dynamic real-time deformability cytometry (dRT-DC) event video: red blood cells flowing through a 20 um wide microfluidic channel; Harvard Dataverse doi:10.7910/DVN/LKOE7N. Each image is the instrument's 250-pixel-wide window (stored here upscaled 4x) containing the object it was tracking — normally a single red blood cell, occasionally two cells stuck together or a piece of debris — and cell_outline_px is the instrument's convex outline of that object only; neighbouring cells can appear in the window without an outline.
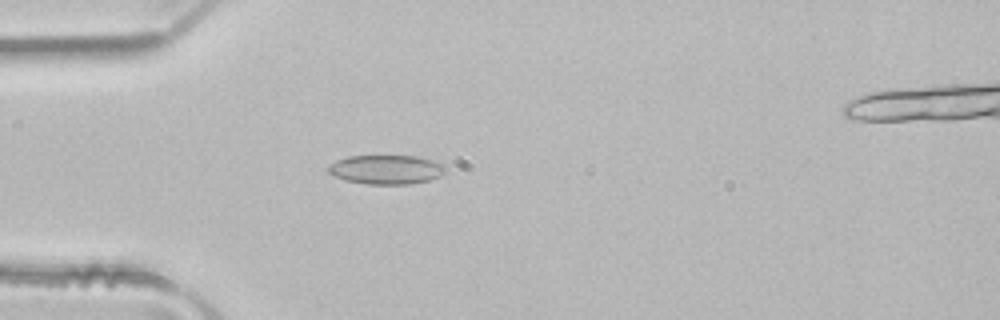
{"species": "common noctule bat (a hibernating species)", "species_latin": "Nyctalus noctula", "temperature_condition": "room temperature", "stored_images_in_passage": 2, "camera_frame_rate_fps": 3000, "um_per_image_px": 0.085, "animal": {"sex": "male", "body_mass_g": 21.5, "forearm_length_mm": 52.0}, "frame": {"image": 1, "passage_image": 1, "time_ms": 0.0, "image_size_px": [1000, 320], "cell_outline_px": [[444, 172], [440, 176], [428, 180], [412, 184], [368, 184], [344, 180], [328, 172], [328, 164], [336, 160], [348, 156], [416, 156], [436, 160], [444, 164]], "centroid_in_image_um": [32.83, 14.4], "position_along_channel_um": 52.2, "area_um2": 20.0}}